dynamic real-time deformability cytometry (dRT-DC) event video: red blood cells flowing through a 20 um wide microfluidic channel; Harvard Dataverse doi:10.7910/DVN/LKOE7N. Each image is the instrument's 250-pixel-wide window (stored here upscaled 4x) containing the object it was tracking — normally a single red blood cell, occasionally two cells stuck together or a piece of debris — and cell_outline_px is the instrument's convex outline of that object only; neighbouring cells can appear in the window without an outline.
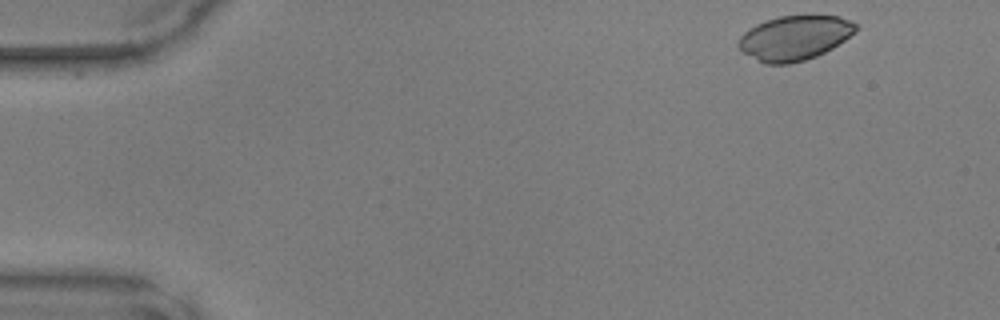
{"species": "common noctule bat (a hibernating species)", "species_latin": "Nyctalus noctula", "temperature_condition": "warm", "stored_images_in_passage": 45, "camera_frame_rate_fps": 3000, "um_per_image_px": 0.085, "animal": {"sex": "male", "body_mass_g": 17.9, "forearm_length_mm": 54.2}, "frame": {"image": 1, "passage_image": 1, "time_ms": 0.0, "image_size_px": [1000, 320], "cell_outline_px": [[856, 32], [832, 48], [816, 56], [804, 60], [788, 64], [764, 64], [744, 52], [736, 44], [740, 36], [744, 32], [756, 24], [780, 16], [840, 16], [852, 20], [856, 24]], "centroid_in_image_um": [67.54, 3.22], "position_along_channel_um": 17.5, "area_um2": 30.23}}
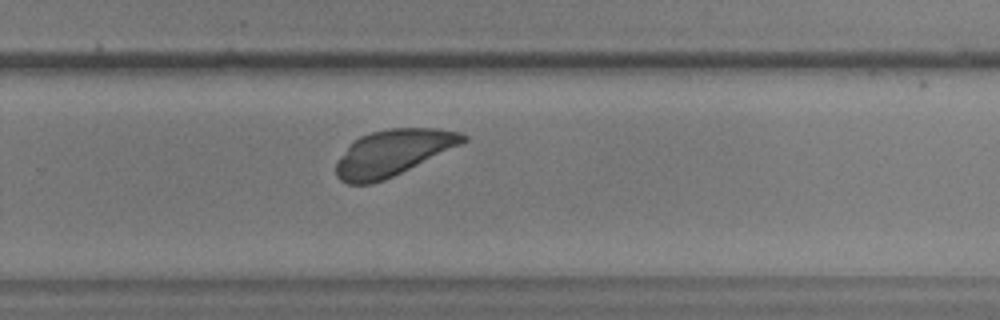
{"frame": {"image": 2, "passage_image": 29, "time_ms": 9.333, "image_size_px": [1000, 320], "cell_outline_px": [[468, 140], [464, 144], [384, 180], [372, 184], [348, 184], [340, 180], [336, 176], [336, 160], [352, 140], [360, 136], [372, 132], [388, 128], [436, 128], [460, 132], [468, 136]], "centroid_in_image_um": [33.4, 12.98], "position_along_channel_um": 296.4, "area_um2": 34.45}}